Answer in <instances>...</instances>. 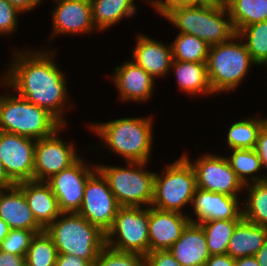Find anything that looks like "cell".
Instances as JSON below:
<instances>
[{"mask_svg":"<svg viewBox=\"0 0 267 266\" xmlns=\"http://www.w3.org/2000/svg\"><path fill=\"white\" fill-rule=\"evenodd\" d=\"M14 52V61L0 83L12 87L16 95L45 109L66 126L63 111L68 108L65 104L69 98L65 75L53 60L55 52L31 49Z\"/></svg>","mask_w":267,"mask_h":266,"instance_id":"1","label":"cell"},{"mask_svg":"<svg viewBox=\"0 0 267 266\" xmlns=\"http://www.w3.org/2000/svg\"><path fill=\"white\" fill-rule=\"evenodd\" d=\"M160 14L179 28L180 33L194 35L210 46L224 43L236 34L224 5L175 3Z\"/></svg>","mask_w":267,"mask_h":266,"instance_id":"2","label":"cell"},{"mask_svg":"<svg viewBox=\"0 0 267 266\" xmlns=\"http://www.w3.org/2000/svg\"><path fill=\"white\" fill-rule=\"evenodd\" d=\"M152 117L120 118L92 124V128L111 152L121 155L125 162H147L152 151Z\"/></svg>","mask_w":267,"mask_h":266,"instance_id":"3","label":"cell"},{"mask_svg":"<svg viewBox=\"0 0 267 266\" xmlns=\"http://www.w3.org/2000/svg\"><path fill=\"white\" fill-rule=\"evenodd\" d=\"M44 230L58 253L78 256L91 264L106 246V234L79 213H61Z\"/></svg>","mask_w":267,"mask_h":266,"instance_id":"4","label":"cell"},{"mask_svg":"<svg viewBox=\"0 0 267 266\" xmlns=\"http://www.w3.org/2000/svg\"><path fill=\"white\" fill-rule=\"evenodd\" d=\"M14 95H0V131L39 140L63 126L45 109Z\"/></svg>","mask_w":267,"mask_h":266,"instance_id":"5","label":"cell"},{"mask_svg":"<svg viewBox=\"0 0 267 266\" xmlns=\"http://www.w3.org/2000/svg\"><path fill=\"white\" fill-rule=\"evenodd\" d=\"M251 64L256 63L237 34L224 43L210 46L206 66L213 93L231 91L242 84Z\"/></svg>","mask_w":267,"mask_h":266,"instance_id":"6","label":"cell"},{"mask_svg":"<svg viewBox=\"0 0 267 266\" xmlns=\"http://www.w3.org/2000/svg\"><path fill=\"white\" fill-rule=\"evenodd\" d=\"M190 161L188 154H185L165 166L161 175L155 172L151 206L184 214L181 209L192 203L197 188L195 172Z\"/></svg>","mask_w":267,"mask_h":266,"instance_id":"7","label":"cell"},{"mask_svg":"<svg viewBox=\"0 0 267 266\" xmlns=\"http://www.w3.org/2000/svg\"><path fill=\"white\" fill-rule=\"evenodd\" d=\"M128 167L97 165L107 179L120 206L142 207L152 204L155 172L146 171L147 162H126ZM145 204V205H144Z\"/></svg>","mask_w":267,"mask_h":266,"instance_id":"8","label":"cell"},{"mask_svg":"<svg viewBox=\"0 0 267 266\" xmlns=\"http://www.w3.org/2000/svg\"><path fill=\"white\" fill-rule=\"evenodd\" d=\"M148 222L149 206H121L111 229L106 233V246L116 251L146 256L149 253Z\"/></svg>","mask_w":267,"mask_h":266,"instance_id":"9","label":"cell"},{"mask_svg":"<svg viewBox=\"0 0 267 266\" xmlns=\"http://www.w3.org/2000/svg\"><path fill=\"white\" fill-rule=\"evenodd\" d=\"M120 207L107 179L97 169L87 180L78 213L106 234L111 229Z\"/></svg>","mask_w":267,"mask_h":266,"instance_id":"10","label":"cell"},{"mask_svg":"<svg viewBox=\"0 0 267 266\" xmlns=\"http://www.w3.org/2000/svg\"><path fill=\"white\" fill-rule=\"evenodd\" d=\"M97 170L88 166L79 158L70 167L53 175L46 182L58 200L61 213H78L80 211L84 190L88 178Z\"/></svg>","mask_w":267,"mask_h":266,"instance_id":"11","label":"cell"},{"mask_svg":"<svg viewBox=\"0 0 267 266\" xmlns=\"http://www.w3.org/2000/svg\"><path fill=\"white\" fill-rule=\"evenodd\" d=\"M198 159L190 162L195 172L197 188L236 197L239 191L245 189L226 156L207 153Z\"/></svg>","mask_w":267,"mask_h":266,"instance_id":"12","label":"cell"},{"mask_svg":"<svg viewBox=\"0 0 267 266\" xmlns=\"http://www.w3.org/2000/svg\"><path fill=\"white\" fill-rule=\"evenodd\" d=\"M63 128L64 126L49 137L36 140L33 180L47 181L79 159L74 145L58 138V132Z\"/></svg>","mask_w":267,"mask_h":266,"instance_id":"13","label":"cell"},{"mask_svg":"<svg viewBox=\"0 0 267 266\" xmlns=\"http://www.w3.org/2000/svg\"><path fill=\"white\" fill-rule=\"evenodd\" d=\"M36 140L0 131V161L15 183L33 180Z\"/></svg>","mask_w":267,"mask_h":266,"instance_id":"14","label":"cell"},{"mask_svg":"<svg viewBox=\"0 0 267 266\" xmlns=\"http://www.w3.org/2000/svg\"><path fill=\"white\" fill-rule=\"evenodd\" d=\"M190 223L187 214L149 207V252L169 250Z\"/></svg>","mask_w":267,"mask_h":266,"instance_id":"15","label":"cell"},{"mask_svg":"<svg viewBox=\"0 0 267 266\" xmlns=\"http://www.w3.org/2000/svg\"><path fill=\"white\" fill-rule=\"evenodd\" d=\"M58 4L52 11L53 32L58 34L89 33L95 30L90 0H54Z\"/></svg>","mask_w":267,"mask_h":266,"instance_id":"16","label":"cell"},{"mask_svg":"<svg viewBox=\"0 0 267 266\" xmlns=\"http://www.w3.org/2000/svg\"><path fill=\"white\" fill-rule=\"evenodd\" d=\"M239 201L236 196L196 188L192 204L198 221L190 215L188 218L190 223L195 224L211 220L243 219Z\"/></svg>","mask_w":267,"mask_h":266,"instance_id":"17","label":"cell"},{"mask_svg":"<svg viewBox=\"0 0 267 266\" xmlns=\"http://www.w3.org/2000/svg\"><path fill=\"white\" fill-rule=\"evenodd\" d=\"M114 72L112 79L120 91V100L145 102L151 98L156 79L132 60L125 62L121 67H115Z\"/></svg>","mask_w":267,"mask_h":266,"instance_id":"18","label":"cell"},{"mask_svg":"<svg viewBox=\"0 0 267 266\" xmlns=\"http://www.w3.org/2000/svg\"><path fill=\"white\" fill-rule=\"evenodd\" d=\"M16 186L23 192L36 221L44 229L61 214L58 200L46 181L29 180Z\"/></svg>","mask_w":267,"mask_h":266,"instance_id":"19","label":"cell"},{"mask_svg":"<svg viewBox=\"0 0 267 266\" xmlns=\"http://www.w3.org/2000/svg\"><path fill=\"white\" fill-rule=\"evenodd\" d=\"M133 52V62L143 68L154 79L171 71L173 62L171 45L168 47L146 35L138 34Z\"/></svg>","mask_w":267,"mask_h":266,"instance_id":"20","label":"cell"},{"mask_svg":"<svg viewBox=\"0 0 267 266\" xmlns=\"http://www.w3.org/2000/svg\"><path fill=\"white\" fill-rule=\"evenodd\" d=\"M0 218L10 229L44 231L30 210L23 192L16 185L0 189Z\"/></svg>","mask_w":267,"mask_h":266,"instance_id":"21","label":"cell"},{"mask_svg":"<svg viewBox=\"0 0 267 266\" xmlns=\"http://www.w3.org/2000/svg\"><path fill=\"white\" fill-rule=\"evenodd\" d=\"M169 251L181 266H204L211 256L203 228L195 223L186 226Z\"/></svg>","mask_w":267,"mask_h":266,"instance_id":"22","label":"cell"},{"mask_svg":"<svg viewBox=\"0 0 267 266\" xmlns=\"http://www.w3.org/2000/svg\"><path fill=\"white\" fill-rule=\"evenodd\" d=\"M267 237V227L242 219L234 229L226 254L233 259L255 256Z\"/></svg>","mask_w":267,"mask_h":266,"instance_id":"23","label":"cell"},{"mask_svg":"<svg viewBox=\"0 0 267 266\" xmlns=\"http://www.w3.org/2000/svg\"><path fill=\"white\" fill-rule=\"evenodd\" d=\"M181 91L190 95L213 94L206 63L173 60L171 68Z\"/></svg>","mask_w":267,"mask_h":266,"instance_id":"24","label":"cell"},{"mask_svg":"<svg viewBox=\"0 0 267 266\" xmlns=\"http://www.w3.org/2000/svg\"><path fill=\"white\" fill-rule=\"evenodd\" d=\"M134 0H90L92 21L98 30H106L124 17L135 14Z\"/></svg>","mask_w":267,"mask_h":266,"instance_id":"25","label":"cell"},{"mask_svg":"<svg viewBox=\"0 0 267 266\" xmlns=\"http://www.w3.org/2000/svg\"><path fill=\"white\" fill-rule=\"evenodd\" d=\"M226 7L236 34L246 26L267 20V0H231Z\"/></svg>","mask_w":267,"mask_h":266,"instance_id":"26","label":"cell"},{"mask_svg":"<svg viewBox=\"0 0 267 266\" xmlns=\"http://www.w3.org/2000/svg\"><path fill=\"white\" fill-rule=\"evenodd\" d=\"M248 197L242 204L243 219L259 226L267 227V179L244 186Z\"/></svg>","mask_w":267,"mask_h":266,"instance_id":"27","label":"cell"},{"mask_svg":"<svg viewBox=\"0 0 267 266\" xmlns=\"http://www.w3.org/2000/svg\"><path fill=\"white\" fill-rule=\"evenodd\" d=\"M242 219L211 220L199 223L203 228L210 255L226 254L228 243Z\"/></svg>","mask_w":267,"mask_h":266,"instance_id":"28","label":"cell"},{"mask_svg":"<svg viewBox=\"0 0 267 266\" xmlns=\"http://www.w3.org/2000/svg\"><path fill=\"white\" fill-rule=\"evenodd\" d=\"M231 151V156H227L226 159L230 167L236 173V176L243 183L244 186L250 184L251 182L255 183L267 179L266 175H263V177H255L254 175L255 173L258 174V172L262 169L261 160L255 149L241 148L232 149ZM248 175H250L252 178L251 182L247 177Z\"/></svg>","mask_w":267,"mask_h":266,"instance_id":"29","label":"cell"},{"mask_svg":"<svg viewBox=\"0 0 267 266\" xmlns=\"http://www.w3.org/2000/svg\"><path fill=\"white\" fill-rule=\"evenodd\" d=\"M267 119L248 118L234 122L227 133V144L232 149H254L262 125Z\"/></svg>","mask_w":267,"mask_h":266,"instance_id":"30","label":"cell"},{"mask_svg":"<svg viewBox=\"0 0 267 266\" xmlns=\"http://www.w3.org/2000/svg\"><path fill=\"white\" fill-rule=\"evenodd\" d=\"M173 60L206 63L210 45L187 33H178L171 44Z\"/></svg>","mask_w":267,"mask_h":266,"instance_id":"31","label":"cell"},{"mask_svg":"<svg viewBox=\"0 0 267 266\" xmlns=\"http://www.w3.org/2000/svg\"><path fill=\"white\" fill-rule=\"evenodd\" d=\"M237 35L245 39L243 42L256 65L267 62V20L246 26Z\"/></svg>","mask_w":267,"mask_h":266,"instance_id":"32","label":"cell"},{"mask_svg":"<svg viewBox=\"0 0 267 266\" xmlns=\"http://www.w3.org/2000/svg\"><path fill=\"white\" fill-rule=\"evenodd\" d=\"M58 256L51 237L44 231L36 233L27 250L26 266H55Z\"/></svg>","mask_w":267,"mask_h":266,"instance_id":"33","label":"cell"},{"mask_svg":"<svg viewBox=\"0 0 267 266\" xmlns=\"http://www.w3.org/2000/svg\"><path fill=\"white\" fill-rule=\"evenodd\" d=\"M91 266H146V256L120 252L105 246Z\"/></svg>","mask_w":267,"mask_h":266,"instance_id":"34","label":"cell"},{"mask_svg":"<svg viewBox=\"0 0 267 266\" xmlns=\"http://www.w3.org/2000/svg\"><path fill=\"white\" fill-rule=\"evenodd\" d=\"M39 232L42 231L10 229L6 238L0 244V250L10 254L26 257L27 250L33 237Z\"/></svg>","mask_w":267,"mask_h":266,"instance_id":"35","label":"cell"},{"mask_svg":"<svg viewBox=\"0 0 267 266\" xmlns=\"http://www.w3.org/2000/svg\"><path fill=\"white\" fill-rule=\"evenodd\" d=\"M20 13L7 0H0V34H12L16 30L17 16Z\"/></svg>","mask_w":267,"mask_h":266,"instance_id":"36","label":"cell"},{"mask_svg":"<svg viewBox=\"0 0 267 266\" xmlns=\"http://www.w3.org/2000/svg\"><path fill=\"white\" fill-rule=\"evenodd\" d=\"M146 266H181L169 250L151 251L146 255Z\"/></svg>","mask_w":267,"mask_h":266,"instance_id":"37","label":"cell"},{"mask_svg":"<svg viewBox=\"0 0 267 266\" xmlns=\"http://www.w3.org/2000/svg\"><path fill=\"white\" fill-rule=\"evenodd\" d=\"M255 151L258 154L262 168H267V121L262 125L258 140L256 142Z\"/></svg>","mask_w":267,"mask_h":266,"instance_id":"38","label":"cell"},{"mask_svg":"<svg viewBox=\"0 0 267 266\" xmlns=\"http://www.w3.org/2000/svg\"><path fill=\"white\" fill-rule=\"evenodd\" d=\"M55 266H91V263L78 256L58 253Z\"/></svg>","mask_w":267,"mask_h":266,"instance_id":"39","label":"cell"},{"mask_svg":"<svg viewBox=\"0 0 267 266\" xmlns=\"http://www.w3.org/2000/svg\"><path fill=\"white\" fill-rule=\"evenodd\" d=\"M25 257L0 250V266H25Z\"/></svg>","mask_w":267,"mask_h":266,"instance_id":"40","label":"cell"},{"mask_svg":"<svg viewBox=\"0 0 267 266\" xmlns=\"http://www.w3.org/2000/svg\"><path fill=\"white\" fill-rule=\"evenodd\" d=\"M204 266H235V259L228 254L212 255Z\"/></svg>","mask_w":267,"mask_h":266,"instance_id":"41","label":"cell"},{"mask_svg":"<svg viewBox=\"0 0 267 266\" xmlns=\"http://www.w3.org/2000/svg\"><path fill=\"white\" fill-rule=\"evenodd\" d=\"M11 5H13L19 12H29L31 9H34L39 3L40 0H7Z\"/></svg>","mask_w":267,"mask_h":266,"instance_id":"42","label":"cell"},{"mask_svg":"<svg viewBox=\"0 0 267 266\" xmlns=\"http://www.w3.org/2000/svg\"><path fill=\"white\" fill-rule=\"evenodd\" d=\"M191 3V0H152L150 4L153 8L157 10L158 13H161L165 10L168 6L175 4V3Z\"/></svg>","mask_w":267,"mask_h":266,"instance_id":"43","label":"cell"},{"mask_svg":"<svg viewBox=\"0 0 267 266\" xmlns=\"http://www.w3.org/2000/svg\"><path fill=\"white\" fill-rule=\"evenodd\" d=\"M16 184L6 174L3 164L0 161V189H6L15 186Z\"/></svg>","mask_w":267,"mask_h":266,"instance_id":"44","label":"cell"},{"mask_svg":"<svg viewBox=\"0 0 267 266\" xmlns=\"http://www.w3.org/2000/svg\"><path fill=\"white\" fill-rule=\"evenodd\" d=\"M255 257L260 266H267V237L263 243V246L255 254Z\"/></svg>","mask_w":267,"mask_h":266,"instance_id":"45","label":"cell"},{"mask_svg":"<svg viewBox=\"0 0 267 266\" xmlns=\"http://www.w3.org/2000/svg\"><path fill=\"white\" fill-rule=\"evenodd\" d=\"M235 266H260L255 256H246L235 259Z\"/></svg>","mask_w":267,"mask_h":266,"instance_id":"46","label":"cell"},{"mask_svg":"<svg viewBox=\"0 0 267 266\" xmlns=\"http://www.w3.org/2000/svg\"><path fill=\"white\" fill-rule=\"evenodd\" d=\"M10 228L8 224L0 218V244L6 238Z\"/></svg>","mask_w":267,"mask_h":266,"instance_id":"47","label":"cell"},{"mask_svg":"<svg viewBox=\"0 0 267 266\" xmlns=\"http://www.w3.org/2000/svg\"><path fill=\"white\" fill-rule=\"evenodd\" d=\"M191 3L222 5V0H191Z\"/></svg>","mask_w":267,"mask_h":266,"instance_id":"48","label":"cell"},{"mask_svg":"<svg viewBox=\"0 0 267 266\" xmlns=\"http://www.w3.org/2000/svg\"><path fill=\"white\" fill-rule=\"evenodd\" d=\"M231 0H222V5L226 6Z\"/></svg>","mask_w":267,"mask_h":266,"instance_id":"49","label":"cell"}]
</instances>
